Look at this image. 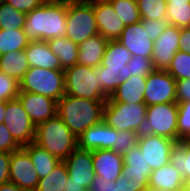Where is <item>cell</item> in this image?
Here are the masks:
<instances>
[{
	"label": "cell",
	"mask_w": 190,
	"mask_h": 191,
	"mask_svg": "<svg viewBox=\"0 0 190 191\" xmlns=\"http://www.w3.org/2000/svg\"><path fill=\"white\" fill-rule=\"evenodd\" d=\"M4 116L3 123L20 147L34 142L36 126L18 98L6 101Z\"/></svg>",
	"instance_id": "obj_9"
},
{
	"label": "cell",
	"mask_w": 190,
	"mask_h": 191,
	"mask_svg": "<svg viewBox=\"0 0 190 191\" xmlns=\"http://www.w3.org/2000/svg\"><path fill=\"white\" fill-rule=\"evenodd\" d=\"M179 50L190 53V27L180 28Z\"/></svg>",
	"instance_id": "obj_48"
},
{
	"label": "cell",
	"mask_w": 190,
	"mask_h": 191,
	"mask_svg": "<svg viewBox=\"0 0 190 191\" xmlns=\"http://www.w3.org/2000/svg\"><path fill=\"white\" fill-rule=\"evenodd\" d=\"M106 101L90 100L65 94L57 101L56 114L79 137L90 126L103 120Z\"/></svg>",
	"instance_id": "obj_2"
},
{
	"label": "cell",
	"mask_w": 190,
	"mask_h": 191,
	"mask_svg": "<svg viewBox=\"0 0 190 191\" xmlns=\"http://www.w3.org/2000/svg\"><path fill=\"white\" fill-rule=\"evenodd\" d=\"M117 16L123 21L124 25L140 22V14L136 0H109Z\"/></svg>",
	"instance_id": "obj_33"
},
{
	"label": "cell",
	"mask_w": 190,
	"mask_h": 191,
	"mask_svg": "<svg viewBox=\"0 0 190 191\" xmlns=\"http://www.w3.org/2000/svg\"><path fill=\"white\" fill-rule=\"evenodd\" d=\"M29 42L24 29H0V56L12 51L25 50Z\"/></svg>",
	"instance_id": "obj_29"
},
{
	"label": "cell",
	"mask_w": 190,
	"mask_h": 191,
	"mask_svg": "<svg viewBox=\"0 0 190 191\" xmlns=\"http://www.w3.org/2000/svg\"><path fill=\"white\" fill-rule=\"evenodd\" d=\"M130 70V76L145 77L153 72L154 65L151 58H145L140 55H133L131 60L127 63Z\"/></svg>",
	"instance_id": "obj_40"
},
{
	"label": "cell",
	"mask_w": 190,
	"mask_h": 191,
	"mask_svg": "<svg viewBox=\"0 0 190 191\" xmlns=\"http://www.w3.org/2000/svg\"><path fill=\"white\" fill-rule=\"evenodd\" d=\"M68 175L72 182L83 186L85 189L91 187L95 177L92 161V151L75 148L64 160Z\"/></svg>",
	"instance_id": "obj_16"
},
{
	"label": "cell",
	"mask_w": 190,
	"mask_h": 191,
	"mask_svg": "<svg viewBox=\"0 0 190 191\" xmlns=\"http://www.w3.org/2000/svg\"><path fill=\"white\" fill-rule=\"evenodd\" d=\"M169 161L184 177L185 182H190V142H175Z\"/></svg>",
	"instance_id": "obj_31"
},
{
	"label": "cell",
	"mask_w": 190,
	"mask_h": 191,
	"mask_svg": "<svg viewBox=\"0 0 190 191\" xmlns=\"http://www.w3.org/2000/svg\"><path fill=\"white\" fill-rule=\"evenodd\" d=\"M146 79L145 77L131 76L121 83L108 99L112 102L128 104L144 103Z\"/></svg>",
	"instance_id": "obj_24"
},
{
	"label": "cell",
	"mask_w": 190,
	"mask_h": 191,
	"mask_svg": "<svg viewBox=\"0 0 190 191\" xmlns=\"http://www.w3.org/2000/svg\"><path fill=\"white\" fill-rule=\"evenodd\" d=\"M177 102L190 101V79L176 80Z\"/></svg>",
	"instance_id": "obj_46"
},
{
	"label": "cell",
	"mask_w": 190,
	"mask_h": 191,
	"mask_svg": "<svg viewBox=\"0 0 190 191\" xmlns=\"http://www.w3.org/2000/svg\"><path fill=\"white\" fill-rule=\"evenodd\" d=\"M10 153L0 152V185L9 182Z\"/></svg>",
	"instance_id": "obj_47"
},
{
	"label": "cell",
	"mask_w": 190,
	"mask_h": 191,
	"mask_svg": "<svg viewBox=\"0 0 190 191\" xmlns=\"http://www.w3.org/2000/svg\"><path fill=\"white\" fill-rule=\"evenodd\" d=\"M180 47V28L168 24L153 43L152 62L155 70L167 71Z\"/></svg>",
	"instance_id": "obj_14"
},
{
	"label": "cell",
	"mask_w": 190,
	"mask_h": 191,
	"mask_svg": "<svg viewBox=\"0 0 190 191\" xmlns=\"http://www.w3.org/2000/svg\"><path fill=\"white\" fill-rule=\"evenodd\" d=\"M63 1H85V0H63Z\"/></svg>",
	"instance_id": "obj_54"
},
{
	"label": "cell",
	"mask_w": 190,
	"mask_h": 191,
	"mask_svg": "<svg viewBox=\"0 0 190 191\" xmlns=\"http://www.w3.org/2000/svg\"><path fill=\"white\" fill-rule=\"evenodd\" d=\"M66 38L76 44L83 43L98 33L93 0L67 1Z\"/></svg>",
	"instance_id": "obj_6"
},
{
	"label": "cell",
	"mask_w": 190,
	"mask_h": 191,
	"mask_svg": "<svg viewBox=\"0 0 190 191\" xmlns=\"http://www.w3.org/2000/svg\"><path fill=\"white\" fill-rule=\"evenodd\" d=\"M78 139V148L83 150L113 149L116 129L108 126L103 120L90 126Z\"/></svg>",
	"instance_id": "obj_19"
},
{
	"label": "cell",
	"mask_w": 190,
	"mask_h": 191,
	"mask_svg": "<svg viewBox=\"0 0 190 191\" xmlns=\"http://www.w3.org/2000/svg\"><path fill=\"white\" fill-rule=\"evenodd\" d=\"M9 181L29 191H35L37 188L38 174L23 147L10 153Z\"/></svg>",
	"instance_id": "obj_12"
},
{
	"label": "cell",
	"mask_w": 190,
	"mask_h": 191,
	"mask_svg": "<svg viewBox=\"0 0 190 191\" xmlns=\"http://www.w3.org/2000/svg\"><path fill=\"white\" fill-rule=\"evenodd\" d=\"M133 55L151 58L154 41L148 37L147 30L143 29L141 22L126 25L117 40Z\"/></svg>",
	"instance_id": "obj_18"
},
{
	"label": "cell",
	"mask_w": 190,
	"mask_h": 191,
	"mask_svg": "<svg viewBox=\"0 0 190 191\" xmlns=\"http://www.w3.org/2000/svg\"><path fill=\"white\" fill-rule=\"evenodd\" d=\"M184 190L185 191H190V182H185Z\"/></svg>",
	"instance_id": "obj_53"
},
{
	"label": "cell",
	"mask_w": 190,
	"mask_h": 191,
	"mask_svg": "<svg viewBox=\"0 0 190 191\" xmlns=\"http://www.w3.org/2000/svg\"><path fill=\"white\" fill-rule=\"evenodd\" d=\"M50 50L59 58L63 70L77 64L78 44L67 39L66 36L47 41Z\"/></svg>",
	"instance_id": "obj_26"
},
{
	"label": "cell",
	"mask_w": 190,
	"mask_h": 191,
	"mask_svg": "<svg viewBox=\"0 0 190 191\" xmlns=\"http://www.w3.org/2000/svg\"><path fill=\"white\" fill-rule=\"evenodd\" d=\"M68 170L64 161H60L46 177L40 178L35 191H66Z\"/></svg>",
	"instance_id": "obj_30"
},
{
	"label": "cell",
	"mask_w": 190,
	"mask_h": 191,
	"mask_svg": "<svg viewBox=\"0 0 190 191\" xmlns=\"http://www.w3.org/2000/svg\"><path fill=\"white\" fill-rule=\"evenodd\" d=\"M130 77L127 63H101L98 66V85L108 97Z\"/></svg>",
	"instance_id": "obj_22"
},
{
	"label": "cell",
	"mask_w": 190,
	"mask_h": 191,
	"mask_svg": "<svg viewBox=\"0 0 190 191\" xmlns=\"http://www.w3.org/2000/svg\"><path fill=\"white\" fill-rule=\"evenodd\" d=\"M136 2L141 19L167 21L166 0H136Z\"/></svg>",
	"instance_id": "obj_32"
},
{
	"label": "cell",
	"mask_w": 190,
	"mask_h": 191,
	"mask_svg": "<svg viewBox=\"0 0 190 191\" xmlns=\"http://www.w3.org/2000/svg\"><path fill=\"white\" fill-rule=\"evenodd\" d=\"M93 10L98 33L108 41L118 40L124 30V23L117 16L109 0H93Z\"/></svg>",
	"instance_id": "obj_15"
},
{
	"label": "cell",
	"mask_w": 190,
	"mask_h": 191,
	"mask_svg": "<svg viewBox=\"0 0 190 191\" xmlns=\"http://www.w3.org/2000/svg\"><path fill=\"white\" fill-rule=\"evenodd\" d=\"M143 29L147 30L148 37L153 41L156 40L165 30L168 25L167 21L164 20H140Z\"/></svg>",
	"instance_id": "obj_43"
},
{
	"label": "cell",
	"mask_w": 190,
	"mask_h": 191,
	"mask_svg": "<svg viewBox=\"0 0 190 191\" xmlns=\"http://www.w3.org/2000/svg\"><path fill=\"white\" fill-rule=\"evenodd\" d=\"M139 134L134 131H117L113 151L121 154L122 157L127 155L133 146L138 142Z\"/></svg>",
	"instance_id": "obj_39"
},
{
	"label": "cell",
	"mask_w": 190,
	"mask_h": 191,
	"mask_svg": "<svg viewBox=\"0 0 190 191\" xmlns=\"http://www.w3.org/2000/svg\"><path fill=\"white\" fill-rule=\"evenodd\" d=\"M177 116V102L147 106L143 133L158 135L178 142Z\"/></svg>",
	"instance_id": "obj_8"
},
{
	"label": "cell",
	"mask_w": 190,
	"mask_h": 191,
	"mask_svg": "<svg viewBox=\"0 0 190 191\" xmlns=\"http://www.w3.org/2000/svg\"><path fill=\"white\" fill-rule=\"evenodd\" d=\"M92 161L95 175L107 182L122 177L123 157L112 149L93 150Z\"/></svg>",
	"instance_id": "obj_20"
},
{
	"label": "cell",
	"mask_w": 190,
	"mask_h": 191,
	"mask_svg": "<svg viewBox=\"0 0 190 191\" xmlns=\"http://www.w3.org/2000/svg\"><path fill=\"white\" fill-rule=\"evenodd\" d=\"M145 103L105 102L103 121L117 131H134L141 134L146 122Z\"/></svg>",
	"instance_id": "obj_4"
},
{
	"label": "cell",
	"mask_w": 190,
	"mask_h": 191,
	"mask_svg": "<svg viewBox=\"0 0 190 191\" xmlns=\"http://www.w3.org/2000/svg\"><path fill=\"white\" fill-rule=\"evenodd\" d=\"M85 188L72 182V178L68 177L66 180V191H84Z\"/></svg>",
	"instance_id": "obj_50"
},
{
	"label": "cell",
	"mask_w": 190,
	"mask_h": 191,
	"mask_svg": "<svg viewBox=\"0 0 190 191\" xmlns=\"http://www.w3.org/2000/svg\"><path fill=\"white\" fill-rule=\"evenodd\" d=\"M19 94V82L0 71V101L16 99Z\"/></svg>",
	"instance_id": "obj_41"
},
{
	"label": "cell",
	"mask_w": 190,
	"mask_h": 191,
	"mask_svg": "<svg viewBox=\"0 0 190 191\" xmlns=\"http://www.w3.org/2000/svg\"><path fill=\"white\" fill-rule=\"evenodd\" d=\"M108 40L100 34L89 37L83 43L78 45V59L77 63L93 68L101 65L104 57V50Z\"/></svg>",
	"instance_id": "obj_25"
},
{
	"label": "cell",
	"mask_w": 190,
	"mask_h": 191,
	"mask_svg": "<svg viewBox=\"0 0 190 191\" xmlns=\"http://www.w3.org/2000/svg\"><path fill=\"white\" fill-rule=\"evenodd\" d=\"M148 181L149 189L153 191H181L185 185L184 177L170 162L152 170Z\"/></svg>",
	"instance_id": "obj_21"
},
{
	"label": "cell",
	"mask_w": 190,
	"mask_h": 191,
	"mask_svg": "<svg viewBox=\"0 0 190 191\" xmlns=\"http://www.w3.org/2000/svg\"><path fill=\"white\" fill-rule=\"evenodd\" d=\"M6 0H0V5L3 4Z\"/></svg>",
	"instance_id": "obj_55"
},
{
	"label": "cell",
	"mask_w": 190,
	"mask_h": 191,
	"mask_svg": "<svg viewBox=\"0 0 190 191\" xmlns=\"http://www.w3.org/2000/svg\"><path fill=\"white\" fill-rule=\"evenodd\" d=\"M152 169L144 158L138 144L123 157L122 178L125 191H147Z\"/></svg>",
	"instance_id": "obj_10"
},
{
	"label": "cell",
	"mask_w": 190,
	"mask_h": 191,
	"mask_svg": "<svg viewBox=\"0 0 190 191\" xmlns=\"http://www.w3.org/2000/svg\"><path fill=\"white\" fill-rule=\"evenodd\" d=\"M84 191H92L90 188H88V189H85Z\"/></svg>",
	"instance_id": "obj_56"
},
{
	"label": "cell",
	"mask_w": 190,
	"mask_h": 191,
	"mask_svg": "<svg viewBox=\"0 0 190 191\" xmlns=\"http://www.w3.org/2000/svg\"><path fill=\"white\" fill-rule=\"evenodd\" d=\"M90 189L92 191H125L124 180L120 177L115 182H107L103 177L95 175Z\"/></svg>",
	"instance_id": "obj_42"
},
{
	"label": "cell",
	"mask_w": 190,
	"mask_h": 191,
	"mask_svg": "<svg viewBox=\"0 0 190 191\" xmlns=\"http://www.w3.org/2000/svg\"><path fill=\"white\" fill-rule=\"evenodd\" d=\"M24 51L29 67L63 70L59 58L50 50L47 41L29 42Z\"/></svg>",
	"instance_id": "obj_23"
},
{
	"label": "cell",
	"mask_w": 190,
	"mask_h": 191,
	"mask_svg": "<svg viewBox=\"0 0 190 191\" xmlns=\"http://www.w3.org/2000/svg\"><path fill=\"white\" fill-rule=\"evenodd\" d=\"M167 72L175 80L190 79V53L178 50Z\"/></svg>",
	"instance_id": "obj_36"
},
{
	"label": "cell",
	"mask_w": 190,
	"mask_h": 191,
	"mask_svg": "<svg viewBox=\"0 0 190 191\" xmlns=\"http://www.w3.org/2000/svg\"><path fill=\"white\" fill-rule=\"evenodd\" d=\"M28 69L29 65L24 50L12 51L0 56V71L18 82L21 81Z\"/></svg>",
	"instance_id": "obj_27"
},
{
	"label": "cell",
	"mask_w": 190,
	"mask_h": 191,
	"mask_svg": "<svg viewBox=\"0 0 190 191\" xmlns=\"http://www.w3.org/2000/svg\"><path fill=\"white\" fill-rule=\"evenodd\" d=\"M177 104L178 141L190 142V101L177 102Z\"/></svg>",
	"instance_id": "obj_38"
},
{
	"label": "cell",
	"mask_w": 190,
	"mask_h": 191,
	"mask_svg": "<svg viewBox=\"0 0 190 191\" xmlns=\"http://www.w3.org/2000/svg\"><path fill=\"white\" fill-rule=\"evenodd\" d=\"M167 22L179 28L190 27V3H167Z\"/></svg>",
	"instance_id": "obj_35"
},
{
	"label": "cell",
	"mask_w": 190,
	"mask_h": 191,
	"mask_svg": "<svg viewBox=\"0 0 190 191\" xmlns=\"http://www.w3.org/2000/svg\"><path fill=\"white\" fill-rule=\"evenodd\" d=\"M177 102L176 80L167 72L154 70L146 79L144 103L152 106Z\"/></svg>",
	"instance_id": "obj_11"
},
{
	"label": "cell",
	"mask_w": 190,
	"mask_h": 191,
	"mask_svg": "<svg viewBox=\"0 0 190 191\" xmlns=\"http://www.w3.org/2000/svg\"><path fill=\"white\" fill-rule=\"evenodd\" d=\"M26 13L19 12L4 2L0 5V29H23Z\"/></svg>",
	"instance_id": "obj_34"
},
{
	"label": "cell",
	"mask_w": 190,
	"mask_h": 191,
	"mask_svg": "<svg viewBox=\"0 0 190 191\" xmlns=\"http://www.w3.org/2000/svg\"><path fill=\"white\" fill-rule=\"evenodd\" d=\"M131 58L130 52L117 40L108 41L101 63H128Z\"/></svg>",
	"instance_id": "obj_37"
},
{
	"label": "cell",
	"mask_w": 190,
	"mask_h": 191,
	"mask_svg": "<svg viewBox=\"0 0 190 191\" xmlns=\"http://www.w3.org/2000/svg\"><path fill=\"white\" fill-rule=\"evenodd\" d=\"M175 142L172 139L142 132L139 134L137 144L150 168L155 170L170 162V151Z\"/></svg>",
	"instance_id": "obj_13"
},
{
	"label": "cell",
	"mask_w": 190,
	"mask_h": 191,
	"mask_svg": "<svg viewBox=\"0 0 190 191\" xmlns=\"http://www.w3.org/2000/svg\"><path fill=\"white\" fill-rule=\"evenodd\" d=\"M6 110V101H0V124L4 122Z\"/></svg>",
	"instance_id": "obj_51"
},
{
	"label": "cell",
	"mask_w": 190,
	"mask_h": 191,
	"mask_svg": "<svg viewBox=\"0 0 190 191\" xmlns=\"http://www.w3.org/2000/svg\"><path fill=\"white\" fill-rule=\"evenodd\" d=\"M0 191H29V190L22 189L18 185L13 184L12 182L9 181L0 185Z\"/></svg>",
	"instance_id": "obj_49"
},
{
	"label": "cell",
	"mask_w": 190,
	"mask_h": 191,
	"mask_svg": "<svg viewBox=\"0 0 190 191\" xmlns=\"http://www.w3.org/2000/svg\"><path fill=\"white\" fill-rule=\"evenodd\" d=\"M19 90L44 95L58 101L65 95V72L29 67L19 82Z\"/></svg>",
	"instance_id": "obj_5"
},
{
	"label": "cell",
	"mask_w": 190,
	"mask_h": 191,
	"mask_svg": "<svg viewBox=\"0 0 190 191\" xmlns=\"http://www.w3.org/2000/svg\"><path fill=\"white\" fill-rule=\"evenodd\" d=\"M67 1L46 0L26 13L24 31L30 42L48 41L66 35Z\"/></svg>",
	"instance_id": "obj_1"
},
{
	"label": "cell",
	"mask_w": 190,
	"mask_h": 191,
	"mask_svg": "<svg viewBox=\"0 0 190 191\" xmlns=\"http://www.w3.org/2000/svg\"><path fill=\"white\" fill-rule=\"evenodd\" d=\"M65 94L90 100H107L109 97L98 85V67L75 64L64 70Z\"/></svg>",
	"instance_id": "obj_7"
},
{
	"label": "cell",
	"mask_w": 190,
	"mask_h": 191,
	"mask_svg": "<svg viewBox=\"0 0 190 191\" xmlns=\"http://www.w3.org/2000/svg\"><path fill=\"white\" fill-rule=\"evenodd\" d=\"M46 0H6L14 9L22 13H29L33 9L40 7Z\"/></svg>",
	"instance_id": "obj_45"
},
{
	"label": "cell",
	"mask_w": 190,
	"mask_h": 191,
	"mask_svg": "<svg viewBox=\"0 0 190 191\" xmlns=\"http://www.w3.org/2000/svg\"><path fill=\"white\" fill-rule=\"evenodd\" d=\"M19 148L20 146L13 139L6 125L0 124V152L12 153Z\"/></svg>",
	"instance_id": "obj_44"
},
{
	"label": "cell",
	"mask_w": 190,
	"mask_h": 191,
	"mask_svg": "<svg viewBox=\"0 0 190 191\" xmlns=\"http://www.w3.org/2000/svg\"><path fill=\"white\" fill-rule=\"evenodd\" d=\"M23 148L28 152L39 179L49 175L60 162L58 158L39 147L34 142L23 146Z\"/></svg>",
	"instance_id": "obj_28"
},
{
	"label": "cell",
	"mask_w": 190,
	"mask_h": 191,
	"mask_svg": "<svg viewBox=\"0 0 190 191\" xmlns=\"http://www.w3.org/2000/svg\"><path fill=\"white\" fill-rule=\"evenodd\" d=\"M17 98L35 126L56 115L57 101L50 97L19 90Z\"/></svg>",
	"instance_id": "obj_17"
},
{
	"label": "cell",
	"mask_w": 190,
	"mask_h": 191,
	"mask_svg": "<svg viewBox=\"0 0 190 191\" xmlns=\"http://www.w3.org/2000/svg\"><path fill=\"white\" fill-rule=\"evenodd\" d=\"M34 143L60 161H64L78 147L77 136L57 114L36 126Z\"/></svg>",
	"instance_id": "obj_3"
},
{
	"label": "cell",
	"mask_w": 190,
	"mask_h": 191,
	"mask_svg": "<svg viewBox=\"0 0 190 191\" xmlns=\"http://www.w3.org/2000/svg\"><path fill=\"white\" fill-rule=\"evenodd\" d=\"M167 3H190V0H166Z\"/></svg>",
	"instance_id": "obj_52"
}]
</instances>
